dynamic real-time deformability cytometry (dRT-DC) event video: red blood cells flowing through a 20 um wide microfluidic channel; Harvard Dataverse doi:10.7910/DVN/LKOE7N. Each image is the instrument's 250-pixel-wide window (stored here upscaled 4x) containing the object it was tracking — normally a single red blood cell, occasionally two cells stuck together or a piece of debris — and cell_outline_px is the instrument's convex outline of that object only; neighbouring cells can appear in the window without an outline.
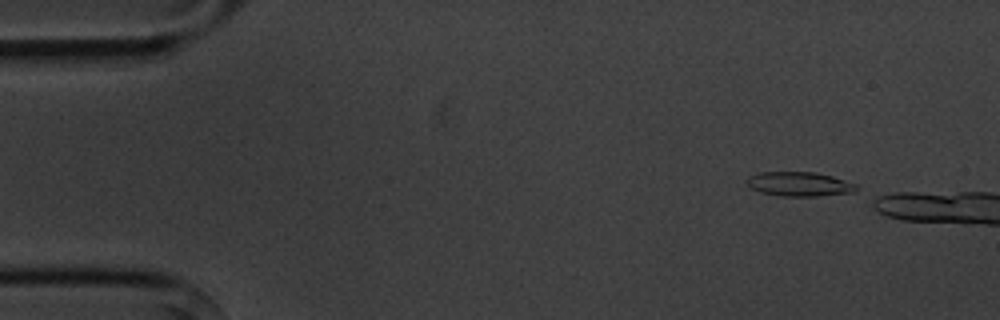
{"species": "common noctule bat (a hibernating species)", "species_latin": "Nyctalus noctula", "temperature_condition": "cold", "stored_images_in_passage": 3, "camera_frame_rate_fps": 3000, "um_per_image_px": 0.085, "animal": {"sex": "male", "body_mass_g": 20.1, "forearm_length_mm": 53.5}, "frame": {"image": 1, "passage_image": 1, "time_ms": 0.0, "image_size_px": [1000, 320], "cell_outline_px": [[856, 192], [816, 196], [780, 196], [760, 192], [752, 188], [744, 180], [748, 176], [760, 172], [816, 172], [832, 176], [856, 184]], "centroid_in_image_um": [67.92, 15.64], "position_along_channel_um": 17.1, "area_um2": 15.55}}